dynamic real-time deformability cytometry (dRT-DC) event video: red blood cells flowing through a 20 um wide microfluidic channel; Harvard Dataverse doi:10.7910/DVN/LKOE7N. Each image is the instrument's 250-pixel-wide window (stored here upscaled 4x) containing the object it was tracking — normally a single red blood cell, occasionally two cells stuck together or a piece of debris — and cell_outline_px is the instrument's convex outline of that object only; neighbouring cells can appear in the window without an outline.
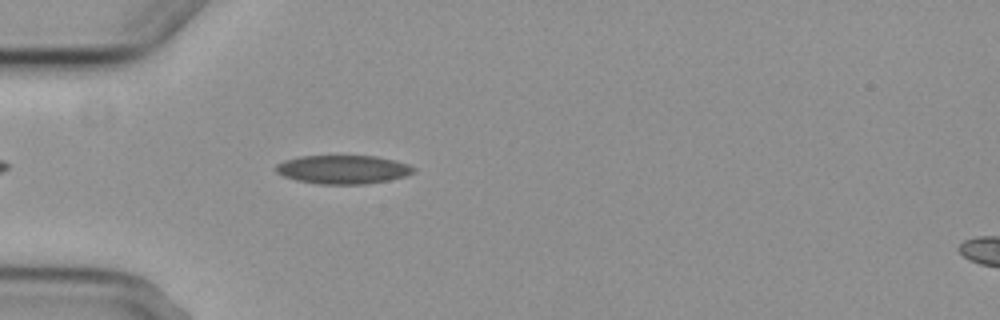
{"species": "common noctule bat (a hibernating species)", "species_latin": "Nyctalus noctula", "temperature_condition": "cold", "stored_images_in_passage": 4, "camera_frame_rate_fps": 3000, "um_per_image_px": 0.085, "animal": {"sex": "female", "body_mass_g": 29.2, "forearm_length_mm": 56.3}, "frame": {"image": 1, "passage_image": 4, "time_ms": 3.667, "image_size_px": [1000, 320], "cell_outline_px": [[416, 172], [404, 176], [388, 180], [364, 184], [316, 184], [296, 180], [284, 176], [276, 172], [276, 164], [284, 160], [300, 156], [376, 156], [408, 164], [416, 168]], "centroid_in_image_um": [29.14, 14.41], "position_along_channel_um": 55.9, "area_um2": 22.95}}